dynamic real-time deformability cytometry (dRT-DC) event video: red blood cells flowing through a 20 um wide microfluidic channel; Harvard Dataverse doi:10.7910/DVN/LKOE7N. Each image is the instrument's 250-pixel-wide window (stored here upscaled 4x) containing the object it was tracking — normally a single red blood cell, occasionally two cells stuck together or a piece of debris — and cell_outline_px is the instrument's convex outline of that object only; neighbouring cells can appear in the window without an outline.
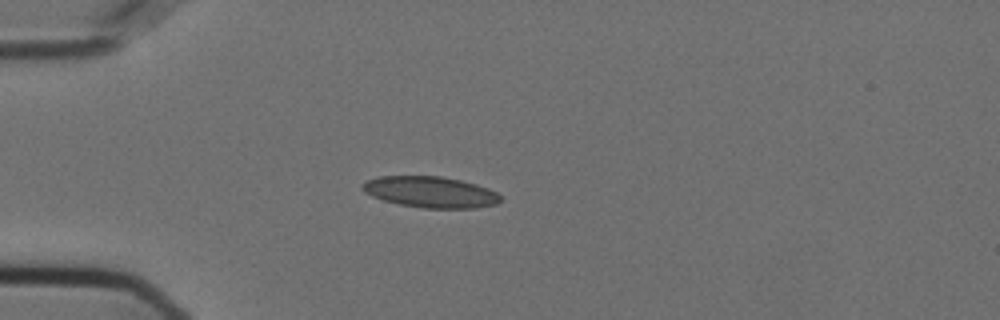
{"species": "Egyptian fruit bat (a non-hibernating species)", "species_latin": "Rousettus aegyptiacus", "temperature_condition": "cold", "stored_images_in_passage": 39, "camera_frame_rate_fps": 3000, "um_per_image_px": 0.085, "animal": {"sex": "female"}, "frame": {"image": 1, "passage_image": 1, "time_ms": 0.0, "image_size_px": [1000, 320], "cell_outline_px": [[500, 200], [496, 204], [476, 208], [424, 208], [400, 204], [384, 200], [372, 196], [364, 192], [360, 188], [360, 184], [364, 180], [380, 176], [440, 176], [460, 180], [476, 184], [488, 188], [496, 192], [500, 196]], "centroid_in_image_um": [36.54, 16.31], "position_along_channel_um": 48.5, "area_um2": 25.09}}
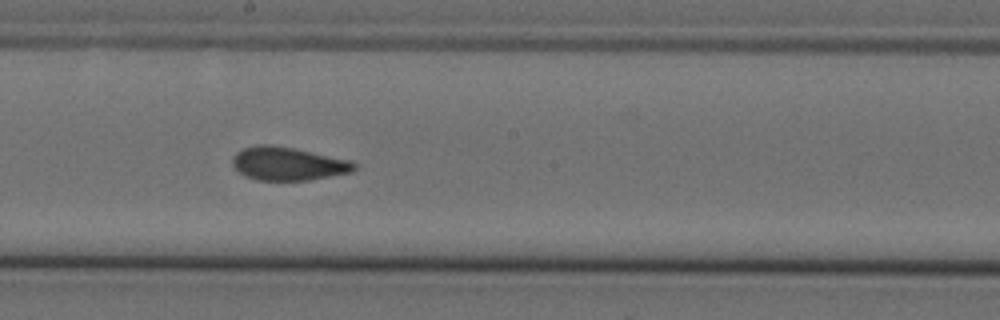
{"frame": {"image": 2, "passage_image": 17, "time_ms": 5.333, "image_size_px": [1000, 320], "cell_outline_px": [[356, 168], [352, 172], [308, 180], [256, 180], [244, 176], [232, 164], [232, 156], [236, 152], [244, 148], [256, 144], [268, 144], [292, 148], [352, 160], [356, 164]], "centroid_in_image_um": [24.47, 13.91], "position_along_channel_um": 223.7, "area_um2": 23.64}}
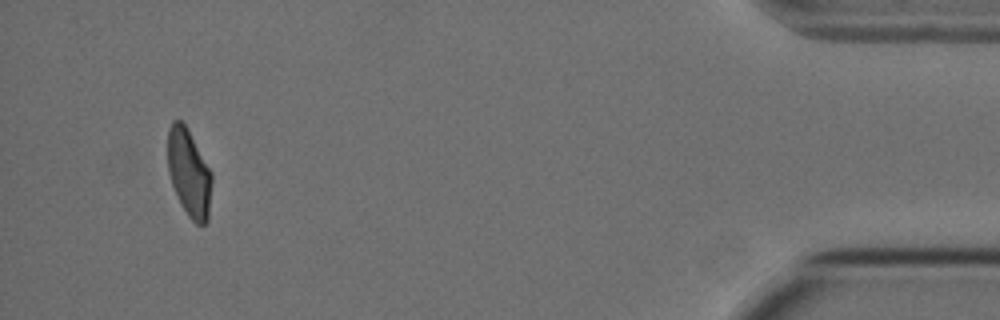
{"frame": {"image": 3, "passage_image": 39, "time_ms": 12.667, "image_size_px": [1000, 320], "cell_outline_px": [[212, 180], [208, 220], [204, 224], [196, 224], [188, 216], [180, 204], [172, 184], [168, 172], [168, 128], [172, 120], [180, 120], [184, 124], [212, 172]], "centroid_in_image_um": [16.06, 14.72], "position_along_channel_um": 419.1, "area_um2": 22.37}, "authors_computed_cell_mechanics": {"area_um2": 23.6402, "velocity_mm_per_s": 3.6089, "shape_relaxation_time_tau1_ms": null, "shape_relaxation_time_tau2_ms": 1.2514, "deformation_change_tau1": null, "deformation_change_tau2": 0.0807}}